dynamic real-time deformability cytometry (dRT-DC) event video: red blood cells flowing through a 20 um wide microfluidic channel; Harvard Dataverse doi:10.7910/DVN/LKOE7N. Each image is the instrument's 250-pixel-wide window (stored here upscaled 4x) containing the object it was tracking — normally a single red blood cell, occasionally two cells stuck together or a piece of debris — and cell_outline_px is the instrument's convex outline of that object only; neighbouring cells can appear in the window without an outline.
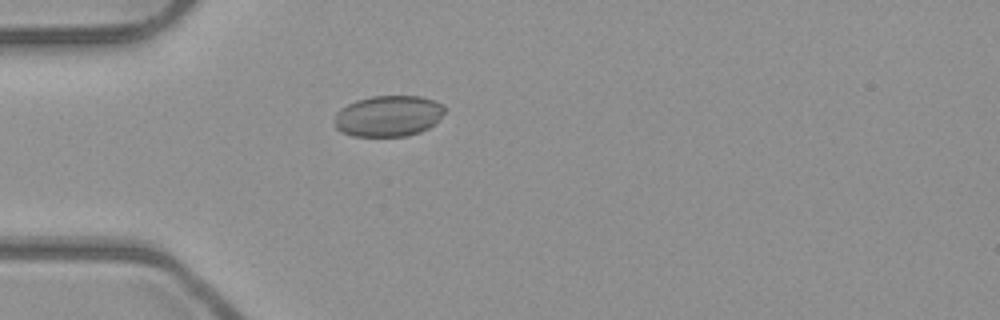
{"species": "common noctule bat (a hibernating species)", "species_latin": "Nyctalus noctula", "temperature_condition": "room temperature", "stored_images_in_passage": 4, "camera_frame_rate_fps": 3000, "um_per_image_px": 0.085, "animal": {"sex": "male", "body_mass_g": 23.1, "forearm_length_mm": 52.7}, "frame": {"image": 1, "passage_image": 4, "time_ms": 1.0, "image_size_px": [1000, 320], "cell_outline_px": [[448, 108], [428, 128], [420, 132], [408, 136], [352, 136], [340, 132], [336, 128], [336, 112], [340, 108], [356, 100], [372, 96], [420, 96], [432, 100]], "centroid_in_image_um": [32.99, 9.86], "position_along_channel_um": 52.0, "area_um2": 26.24}}